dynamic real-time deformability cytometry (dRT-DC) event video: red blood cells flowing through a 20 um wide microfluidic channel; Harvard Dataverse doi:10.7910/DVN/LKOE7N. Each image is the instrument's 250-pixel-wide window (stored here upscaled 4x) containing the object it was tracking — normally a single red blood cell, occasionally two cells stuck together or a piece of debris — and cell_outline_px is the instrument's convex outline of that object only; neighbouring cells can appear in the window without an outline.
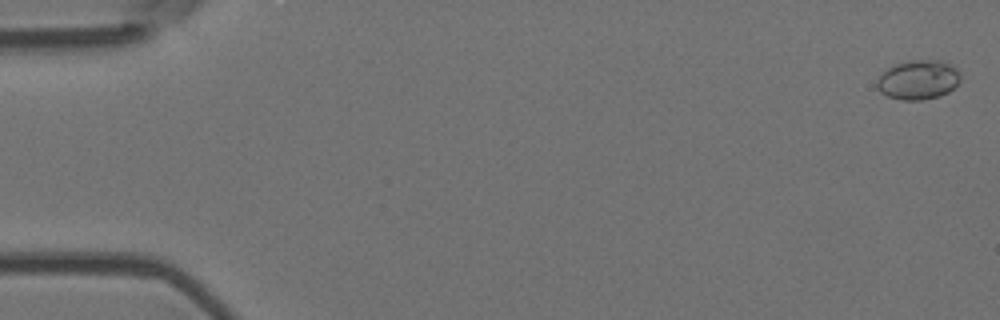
{"species": "Egyptian fruit bat (a non-hibernating species)", "species_latin": "Rousettus aegyptiacus", "temperature_condition": "room temperature", "stored_images_in_passage": 55, "camera_frame_rate_fps": 3000, "um_per_image_px": 0.085, "animal": {"sex": "female"}, "frame": {"image": 1, "passage_image": 2, "time_ms": 0.333, "image_size_px": [1000, 320], "cell_outline_px": [[960, 80], [948, 92], [940, 96], [920, 100], [904, 100], [888, 96], [880, 92], [876, 88], [876, 80], [888, 68], [896, 64], [908, 60], [940, 60], [952, 64], [960, 72]], "centroid_in_image_um": [78.05, 6.77], "position_along_channel_um": 6.9, "area_um2": 19.19}}
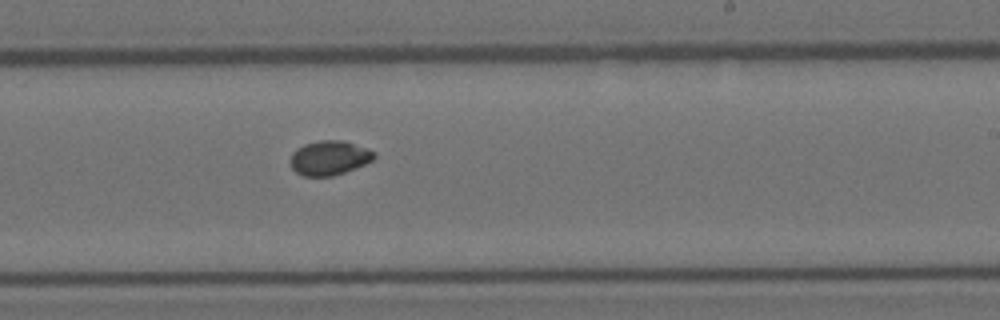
{"frame": {"image": 2, "passage_image": 34, "time_ms": 11.0, "image_size_px": [1000, 320], "cell_outline_px": [[376, 156], [372, 160], [364, 164], [344, 172], [332, 176], [304, 176], [296, 172], [292, 168], [288, 160], [292, 152], [296, 148], [304, 144], [320, 140], [340, 140], [368, 148], [376, 152]], "centroid_in_image_um": [27.95, 13.41], "position_along_channel_um": 261.0, "area_um2": 16.88}}
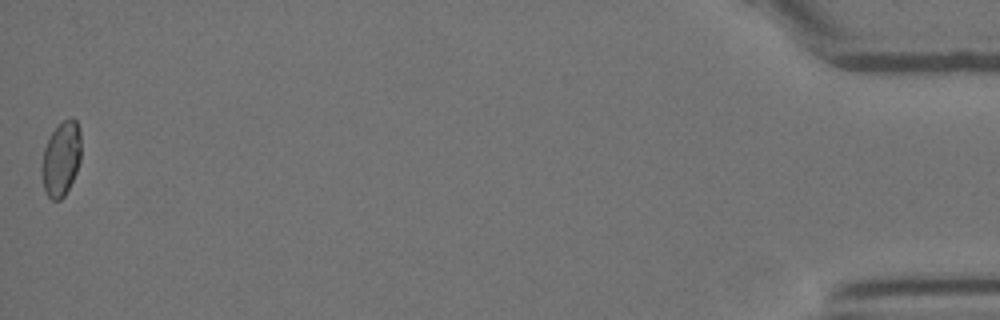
{"frame": {"image": 3, "passage_image": 55, "time_ms": 18.0, "image_size_px": [1000, 320], "cell_outline_px": [[80, 160], [76, 172], [64, 196], [60, 200], [52, 200], [48, 196], [44, 188], [40, 172], [40, 168], [44, 148], [52, 132], [64, 120], [72, 116], [76, 120], [80, 128]], "centroid_in_image_um": [5.18, 13.49], "position_along_channel_um": 430.0, "area_um2": 17.11}}